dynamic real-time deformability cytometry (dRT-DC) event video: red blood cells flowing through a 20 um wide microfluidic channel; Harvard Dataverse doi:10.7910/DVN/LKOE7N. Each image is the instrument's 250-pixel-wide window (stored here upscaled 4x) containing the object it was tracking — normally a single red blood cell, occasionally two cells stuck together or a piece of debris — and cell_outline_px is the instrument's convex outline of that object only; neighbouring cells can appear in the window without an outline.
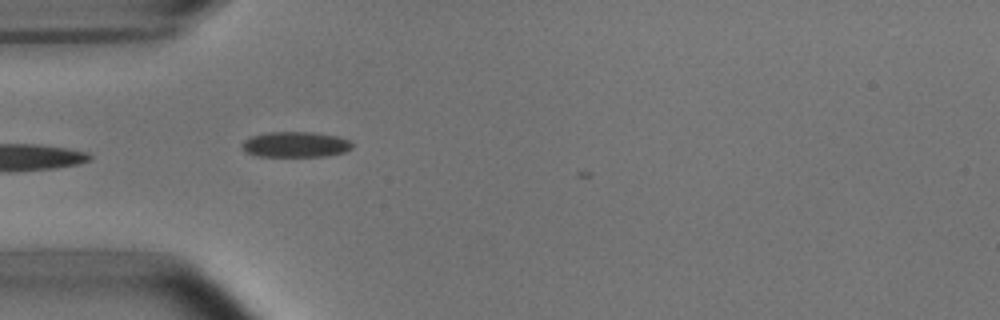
{"species": "common noctule bat (a hibernating species)", "species_latin": "Nyctalus noctula", "temperature_condition": "room temperature", "stored_images_in_passage": 4, "camera_frame_rate_fps": 3000, "um_per_image_px": 0.085, "animal": {"sex": "male", "body_mass_g": 15.6}, "frame": {"image": 1, "passage_image": 2, "time_ms": 0.333, "image_size_px": [1000, 320], "cell_outline_px": [[352, 148], [344, 152], [328, 156], [256, 156], [244, 152], [240, 148], [240, 144], [244, 140], [252, 136], [268, 132], [312, 132], [336, 136], [348, 140], [352, 144]], "centroid_in_image_um": [25.06, 12.29], "position_along_channel_um": 59.9, "area_um2": 16.47}}